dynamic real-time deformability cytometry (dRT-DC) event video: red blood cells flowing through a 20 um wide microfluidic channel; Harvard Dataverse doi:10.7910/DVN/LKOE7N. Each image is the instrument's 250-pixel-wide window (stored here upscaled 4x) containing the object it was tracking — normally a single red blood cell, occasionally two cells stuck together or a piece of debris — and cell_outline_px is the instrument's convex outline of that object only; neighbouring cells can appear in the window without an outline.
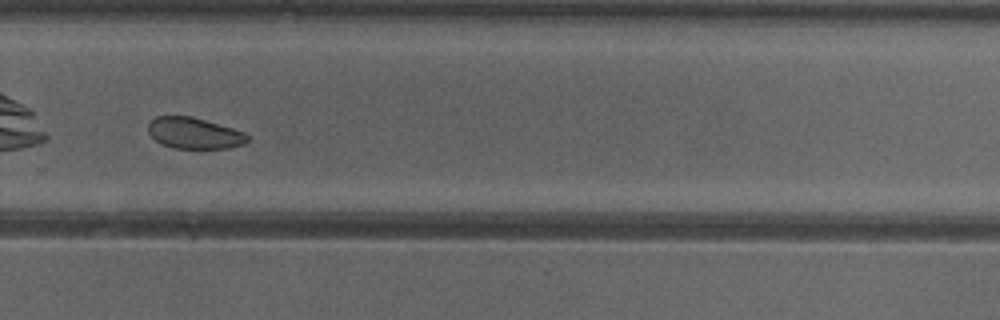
{"species": "common noctule bat (a hibernating species)", "species_latin": "Nyctalus noctula", "temperature_condition": "cold", "stored_images_in_passage": 53, "camera_frame_rate_fps": 3000, "um_per_image_px": 0.085, "animal": {"sex": "female"}, "frame": {"image": 1, "passage_image": 38, "time_ms": 12.333, "image_size_px": [1000, 320], "cell_outline_px": [[248, 140], [244, 144], [228, 148], [172, 148], [160, 144], [148, 132], [148, 124], [156, 116], [192, 116], [232, 128], [244, 132], [248, 136]], "centroid_in_image_um": [16.49, 11.32], "position_along_channel_um": 313.3, "area_um2": 17.98}, "authors_computed_cell_mechanics": {"area_um2": 20.5768, "velocity_mm_per_s": 3.8755, "shape_relaxation_time_tau1_ms": null, "shape_relaxation_time_tau2_ms": 9.4351, "deformation_change_tau1": null, "deformation_change_tau2": 0.1253}}